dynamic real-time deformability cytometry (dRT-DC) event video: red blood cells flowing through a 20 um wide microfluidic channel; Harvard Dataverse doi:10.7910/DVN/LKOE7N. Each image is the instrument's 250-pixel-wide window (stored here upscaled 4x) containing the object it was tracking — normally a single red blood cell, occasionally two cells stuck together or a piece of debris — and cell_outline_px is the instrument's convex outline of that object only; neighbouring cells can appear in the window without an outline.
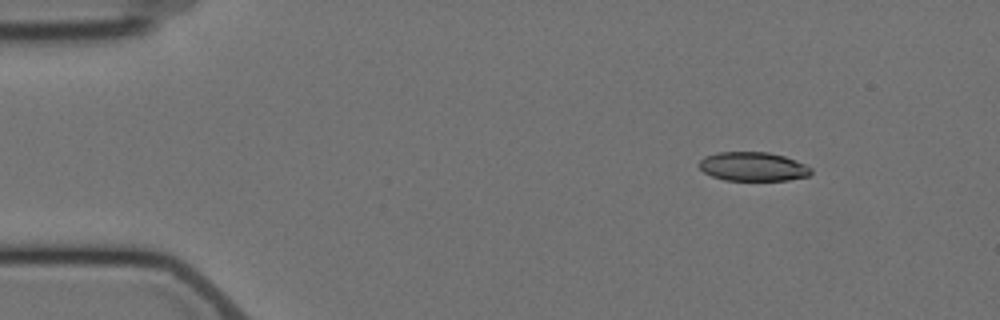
{"species": "Egyptian fruit bat (a non-hibernating species)", "species_latin": "Rousettus aegyptiacus", "temperature_condition": "cold", "stored_images_in_passage": 6, "camera_frame_rate_fps": 3000, "um_per_image_px": 0.085, "animal": {"sex": "female"}, "frame": {"image": 1, "passage_image": 3, "time_ms": 2.333, "image_size_px": [1000, 320], "cell_outline_px": [[812, 172], [808, 176], [788, 180], [724, 180], [712, 176], [704, 172], [700, 168], [700, 160], [704, 156], [716, 152], [768, 152], [784, 156], [796, 160], [812, 168]], "centroid_in_image_um": [64.01, 14.15], "position_along_channel_um": 21.0, "area_um2": 18.9}}
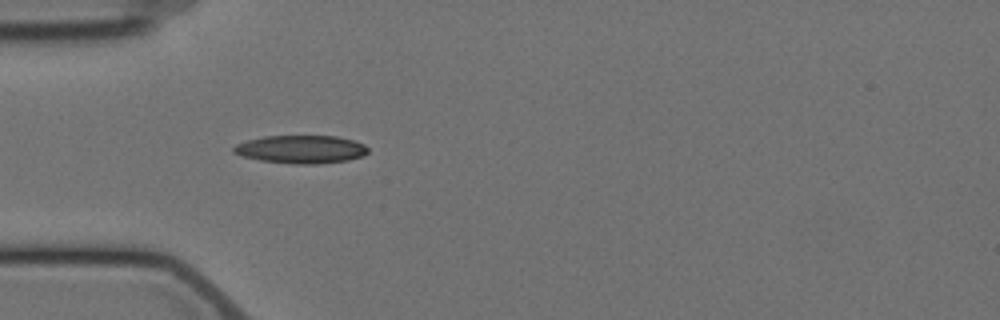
{"frame": {"image": 2, "passage_image": 6, "time_ms": 5.667, "image_size_px": [1000, 320], "cell_outline_px": [[368, 152], [364, 156], [348, 160], [320, 164], [292, 164], [260, 160], [240, 156], [232, 152], [232, 148], [236, 144], [248, 140], [264, 136], [336, 136], [352, 140], [364, 144], [368, 148]], "centroid_in_image_um": [25.58, 12.7], "position_along_channel_um": 59.4, "area_um2": 22.14}}